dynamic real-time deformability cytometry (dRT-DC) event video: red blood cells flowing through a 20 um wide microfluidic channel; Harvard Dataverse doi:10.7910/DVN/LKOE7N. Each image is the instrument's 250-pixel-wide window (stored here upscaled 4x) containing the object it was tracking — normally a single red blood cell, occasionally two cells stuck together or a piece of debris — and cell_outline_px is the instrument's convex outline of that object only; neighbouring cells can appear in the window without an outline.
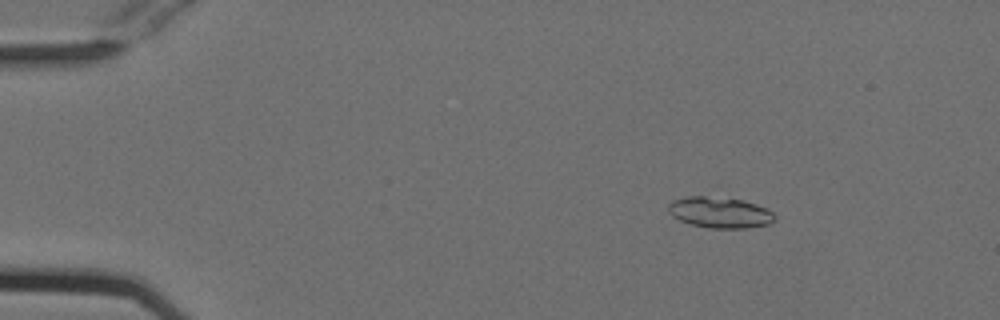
{"species": "Egyptian fruit bat (a non-hibernating species)", "species_latin": "Rousettus aegyptiacus", "temperature_condition": "cold", "stored_images_in_passage": 53, "camera_frame_rate_fps": 3000, "um_per_image_px": 0.085, "animal": {"sex": "female"}, "frame": {"image": 1, "passage_image": 7, "time_ms": 2.0, "image_size_px": [1000, 320], "cell_outline_px": [[776, 220], [768, 224], [748, 228], [708, 228], [692, 224], [680, 220], [672, 216], [668, 212], [668, 204], [672, 200], [688, 196], [704, 196], [744, 200], [768, 208], [776, 216]], "centroid_in_image_um": [61.2, 18.06], "position_along_channel_um": 23.8, "area_um2": 19.31}}
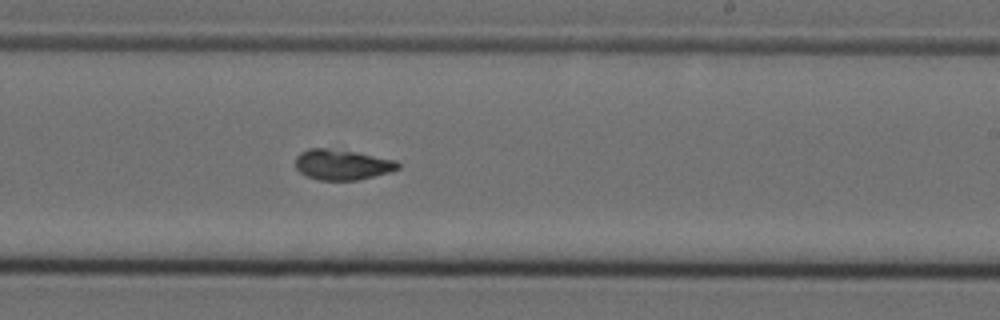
{"frame": {"image": 2, "passage_image": 32, "time_ms": 10.333, "image_size_px": [1000, 320], "cell_outline_px": [[400, 168], [388, 172], [356, 180], [320, 180], [304, 176], [296, 168], [296, 156], [300, 152], [308, 148], [328, 148], [356, 152], [396, 160], [400, 164]], "centroid_in_image_um": [29.05, 13.99], "position_along_channel_um": 260.0, "area_um2": 18.15}}
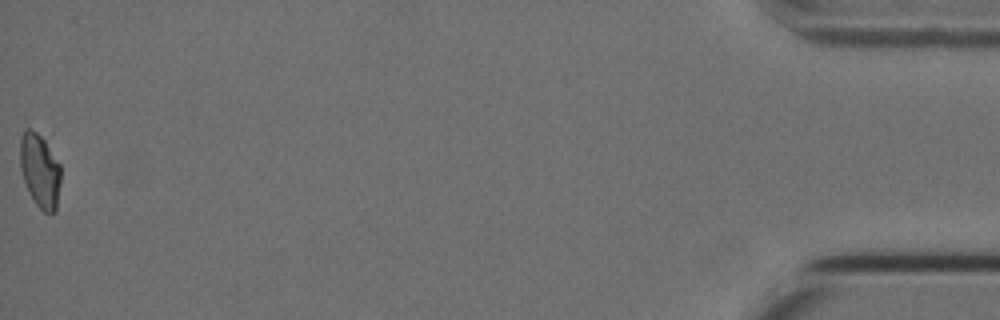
{"frame": {"image": 3, "passage_image": 53, "time_ms": 17.333, "image_size_px": [1000, 320], "cell_outline_px": [[60, 184], [56, 212], [44, 212], [36, 204], [24, 180], [20, 168], [20, 140], [24, 128], [28, 128], [36, 132], [44, 140], [60, 164]], "centroid_in_image_um": [3.39, 14.49], "position_along_channel_um": 431.8, "area_um2": 17.28}, "authors_computed_cell_mechanics": {"area_um2": 18.2648, "velocity_mm_per_s": 3.7939, "shape_relaxation_time_tau1_ms": 9.4263, "shape_relaxation_time_tau2_ms": 2.7296, "deformation_change_tau1": 0.1862, "deformation_change_tau2": 0.0661}}